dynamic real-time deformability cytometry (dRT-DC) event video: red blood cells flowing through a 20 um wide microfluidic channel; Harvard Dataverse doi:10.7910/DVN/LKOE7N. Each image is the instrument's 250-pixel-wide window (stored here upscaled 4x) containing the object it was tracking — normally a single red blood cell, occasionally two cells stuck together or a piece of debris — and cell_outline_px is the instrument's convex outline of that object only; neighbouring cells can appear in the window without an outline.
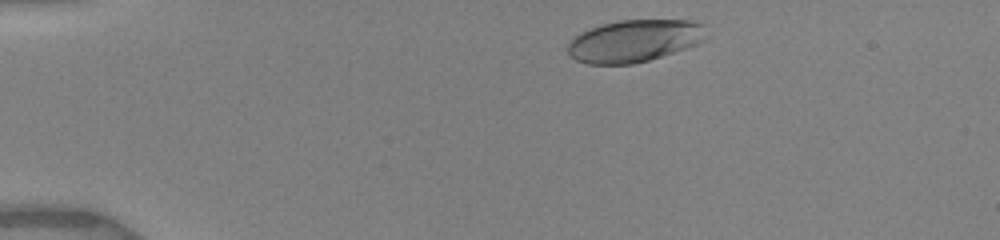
{"species": "human", "species_latin": "Homo sapiens", "temperature_condition": "warm", "stored_images_in_passage": 7, "camera_frame_rate_fps": 3000, "um_per_image_px": 0.085, "donor": {"sex": "female"}, "frame": {"image": 1, "passage_image": 2, "time_ms": 0.667, "image_size_px": [1000, 240], "cell_outline_px": [[712, 36], [696, 44], [648, 60], [632, 64], [588, 64], [576, 60], [568, 52], [568, 44], [580, 32], [604, 24], [620, 20], [696, 20], [704, 24]], "centroid_in_image_um": [54.0, 3.46], "position_along_channel_um": 31.0, "area_um2": 34.1}}
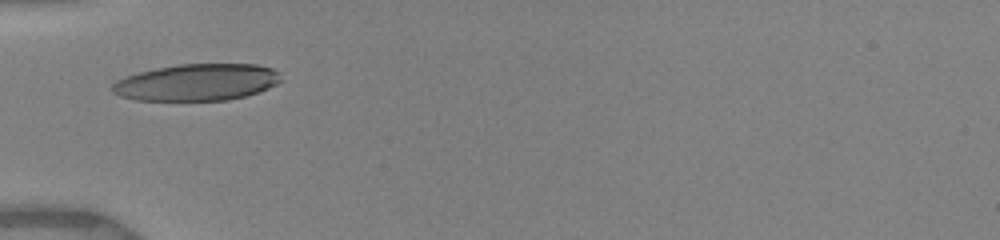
{"frame": {"image": 2, "passage_image": 6, "time_ms": 3.333, "image_size_px": [1000, 240], "cell_outline_px": [[280, 80], [276, 84], [268, 88], [244, 96], [228, 100], [136, 100], [120, 96], [112, 92], [108, 88], [116, 80], [140, 72], [156, 68], [180, 64], [256, 64], [272, 68], [280, 72]], "centroid_in_image_um": [16.71, 6.99], "position_along_channel_um": 68.3, "area_um2": 36.07}}